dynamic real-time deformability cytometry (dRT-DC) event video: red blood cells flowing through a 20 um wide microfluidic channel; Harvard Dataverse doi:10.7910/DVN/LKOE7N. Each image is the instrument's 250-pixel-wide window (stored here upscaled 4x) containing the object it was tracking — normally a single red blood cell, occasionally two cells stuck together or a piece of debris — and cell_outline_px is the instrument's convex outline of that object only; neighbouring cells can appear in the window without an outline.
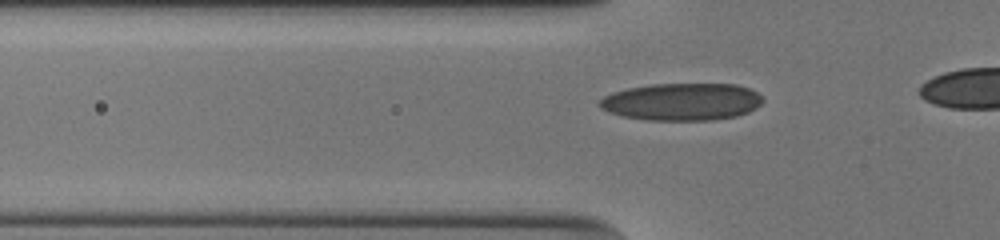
{"species": "human", "species_latin": "Homo sapiens", "temperature_condition": "cold", "stored_images_in_passage": 15, "camera_frame_rate_fps": 3000, "um_per_image_px": 0.085, "donor": {"sex": "male"}, "frame": {"image": 1, "passage_image": 2, "time_ms": 0.333, "image_size_px": [1000, 240], "cell_outline_px": [[764, 100], [756, 108], [748, 112], [736, 116], [712, 120], [648, 120], [624, 116], [608, 112], [600, 108], [600, 100], [604, 96], [612, 92], [628, 88], [652, 84], [736, 84], [748, 88], [756, 92]], "centroid_in_image_um": [57.95, 8.65], "position_along_channel_um": 67.8, "area_um2": 35.43}}
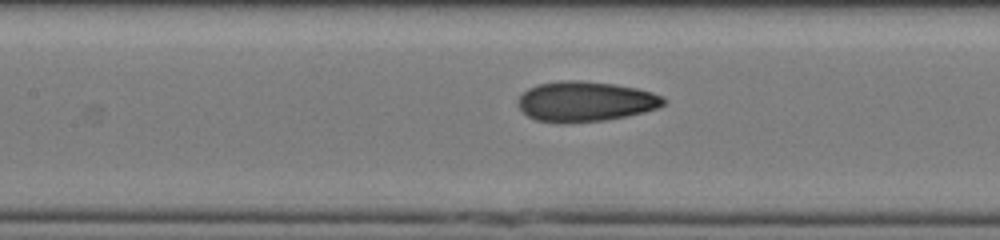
{"frame": {"image": 2, "passage_image": 9, "time_ms": 2.667, "image_size_px": [1000, 240], "cell_outline_px": [[668, 100], [664, 104], [656, 108], [644, 112], [628, 116], [604, 120], [564, 124], [536, 120], [528, 116], [520, 108], [516, 100], [528, 88], [536, 84], [560, 80], [580, 80], [612, 84], [636, 88], [652, 92], [664, 96]], "centroid_in_image_um": [49.75, 8.63], "position_along_channel_um": 157.7, "area_um2": 34.33}}
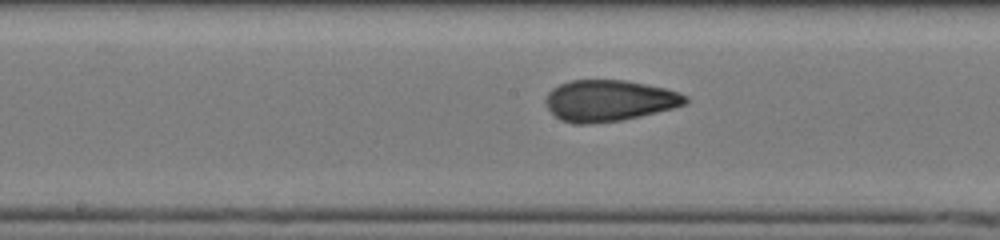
{"frame": {"image": 3, "passage_image": 12, "time_ms": 3.667, "image_size_px": [1000, 240], "cell_outline_px": [[688, 100], [684, 104], [672, 108], [640, 116], [620, 120], [592, 124], [572, 124], [560, 120], [548, 108], [544, 100], [548, 92], [552, 88], [560, 84], [572, 80], [624, 80], [664, 88], [688, 96]], "centroid_in_image_um": [51.72, 8.56], "position_along_channel_um": 196.5, "area_um2": 33.41}}